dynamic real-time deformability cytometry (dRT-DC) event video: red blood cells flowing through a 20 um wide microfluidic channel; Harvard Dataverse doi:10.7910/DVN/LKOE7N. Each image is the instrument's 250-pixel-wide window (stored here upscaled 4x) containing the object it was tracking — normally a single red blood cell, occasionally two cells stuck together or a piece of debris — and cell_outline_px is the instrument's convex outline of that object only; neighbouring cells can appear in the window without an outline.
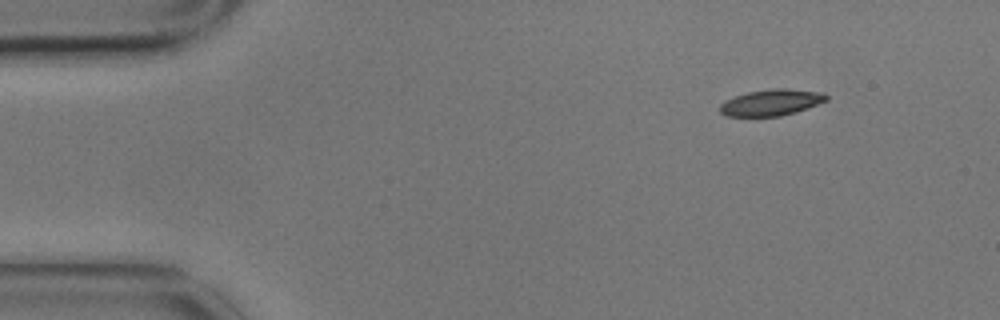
{"species": "common noctule bat (a hibernating species)", "species_latin": "Nyctalus noctula", "temperature_condition": "cold", "stored_images_in_passage": 4, "segment_of_instrument_passage": [1, 2], "camera_frame_rate_fps": 3000, "um_per_image_px": 0.085, "animal": {"sex": "male", "body_mass_g": 17.9}, "frame": {"image": 1, "passage_image": 1, "time_ms": 0.0, "image_size_px": [1000, 320], "cell_outline_px": [[828, 100], [796, 112], [780, 116], [728, 116], [720, 112], [720, 104], [724, 100], [748, 92], [772, 88], [788, 88], [824, 92], [828, 96]], "centroid_in_image_um": [65.59, 8.7], "position_along_channel_um": 19.4, "area_um2": 16.36}}